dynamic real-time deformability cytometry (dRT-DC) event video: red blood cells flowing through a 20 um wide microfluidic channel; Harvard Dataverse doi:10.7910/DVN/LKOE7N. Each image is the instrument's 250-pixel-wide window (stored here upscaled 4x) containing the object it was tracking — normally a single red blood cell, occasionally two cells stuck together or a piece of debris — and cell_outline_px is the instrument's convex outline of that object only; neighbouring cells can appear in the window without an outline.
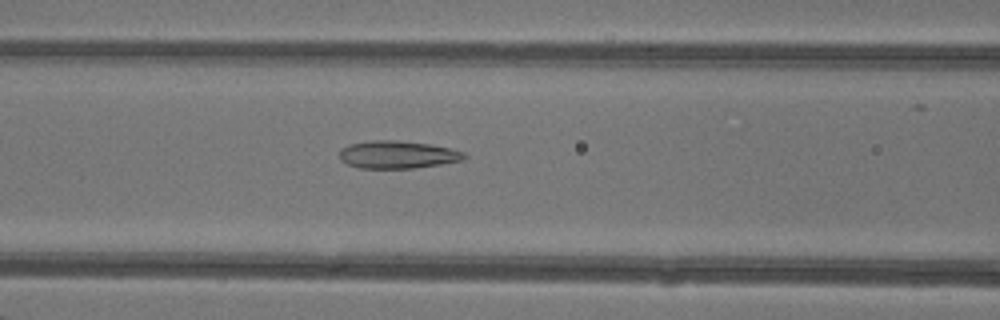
{"species": "common noctule bat (a hibernating species)", "species_latin": "Nyctalus noctula", "temperature_condition": "warm", "stored_images_in_passage": 38, "camera_frame_rate_fps": 3000, "um_per_image_px": 0.085, "animal": {"sex": "female"}, "frame": {"image": 1, "passage_image": 16, "time_ms": 5.0, "image_size_px": [1000, 320], "cell_outline_px": [[468, 156], [464, 160], [440, 164], [412, 168], [360, 168], [348, 164], [340, 160], [340, 148], [348, 144], [372, 140], [396, 140], [432, 144], [464, 152]], "centroid_in_image_um": [33.78, 13.13], "position_along_channel_um": 132.8, "area_um2": 20.17}}
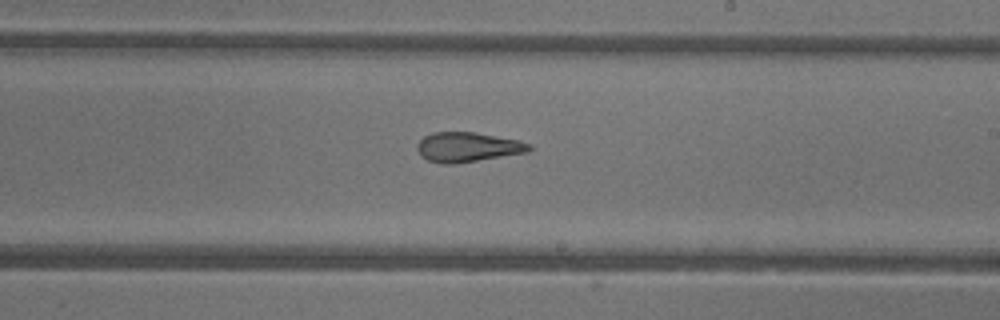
{"frame": {"image": 2, "passage_image": 24, "time_ms": 7.667, "image_size_px": [1000, 320], "cell_outline_px": [[532, 148], [528, 152], [456, 164], [444, 164], [428, 160], [420, 156], [416, 148], [416, 144], [424, 136], [432, 132], [476, 132], [520, 140], [532, 144]], "centroid_in_image_um": [39.75, 12.5], "position_along_channel_um": 249.2, "area_um2": 19.65}}
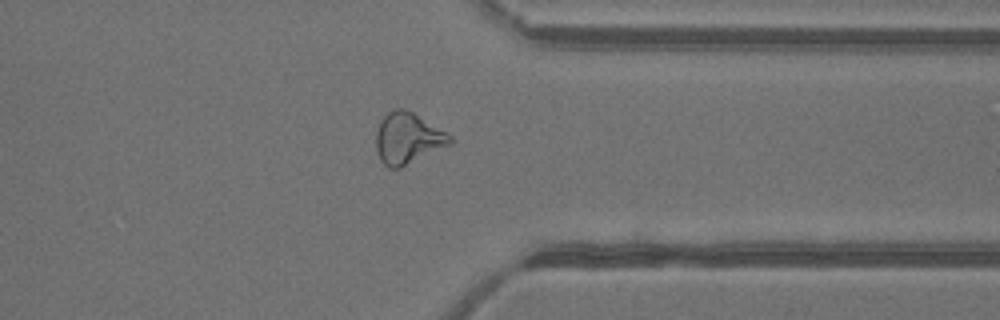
{"frame": {"image": 3, "passage_image": 33, "time_ms": 10.667, "image_size_px": [1000, 320], "cell_outline_px": [[452, 144], [400, 168], [388, 168], [380, 160], [376, 152], [376, 132], [380, 120], [392, 108], [404, 108], [412, 112], [452, 136]], "centroid_in_image_um": [34.63, 11.76], "position_along_channel_um": 376.8, "area_um2": 22.08}, "authors_computed_cell_mechanics": {"area_um2": 20.1144, "velocity_mm_per_s": 4.3658, "shape_relaxation_time_tau1_ms": null, "shape_relaxation_time_tau2_ms": 2.0858, "deformation_change_tau1": null, "deformation_change_tau2": 0.1103}}